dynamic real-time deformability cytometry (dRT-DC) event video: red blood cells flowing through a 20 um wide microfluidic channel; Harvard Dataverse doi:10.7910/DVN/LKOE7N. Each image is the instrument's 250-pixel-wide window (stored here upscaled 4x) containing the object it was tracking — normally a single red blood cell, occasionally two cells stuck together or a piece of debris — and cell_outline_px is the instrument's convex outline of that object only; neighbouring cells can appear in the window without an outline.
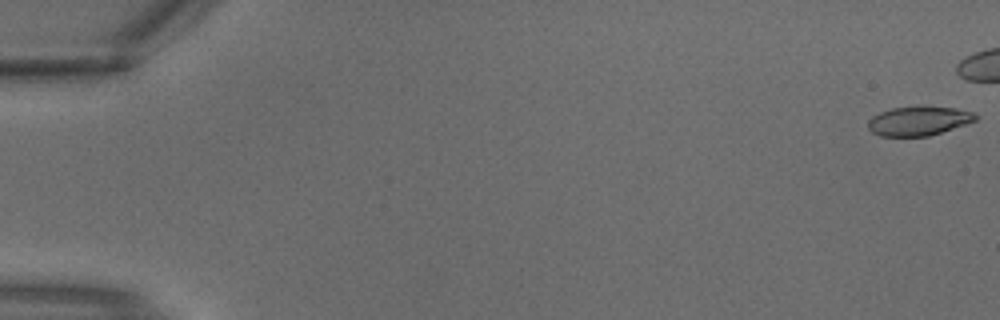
{"species": "common noctule bat (a hibernating species)", "species_latin": "Nyctalus noctula", "temperature_condition": "warm", "stored_images_in_passage": 4, "segment_of_instrument_passage": [2, 2], "camera_frame_rate_fps": 3000, "um_per_image_px": 0.085, "animal": {"sex": "male", "body_mass_g": 18.8}, "frame": {"image": 1, "passage_image": 4, "time_ms": 1.0, "image_size_px": [1000, 320], "cell_outline_px": [[980, 116], [976, 120], [928, 136], [880, 136], [872, 132], [868, 128], [868, 120], [872, 116], [880, 112], [892, 108], [916, 104], [924, 104], [956, 108], [976, 112]], "centroid_in_image_um": [78.1, 10.23], "position_along_channel_um": 6.9, "area_um2": 18.84}}